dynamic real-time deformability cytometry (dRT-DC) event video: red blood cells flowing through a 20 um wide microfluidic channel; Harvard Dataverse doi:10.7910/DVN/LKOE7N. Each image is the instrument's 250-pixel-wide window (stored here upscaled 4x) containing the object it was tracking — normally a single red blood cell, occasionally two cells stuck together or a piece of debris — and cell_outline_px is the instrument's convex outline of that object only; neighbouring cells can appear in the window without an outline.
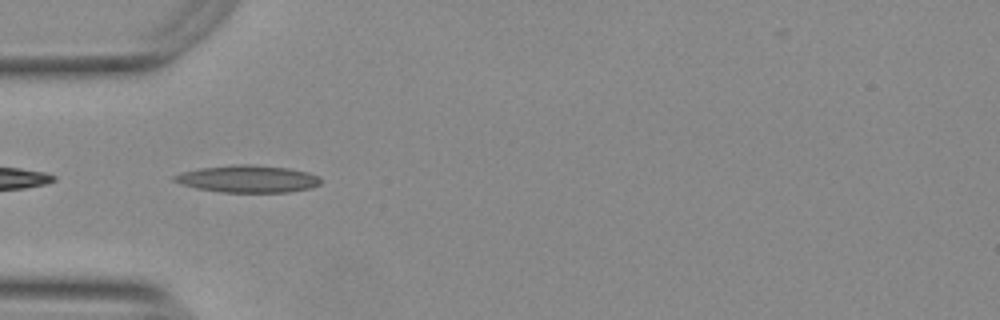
{"species": "Egyptian fruit bat (a non-hibernating species)", "species_latin": "Rousettus aegyptiacus", "temperature_condition": "warm", "stored_images_in_passage": 7, "camera_frame_rate_fps": 3000, "um_per_image_px": 0.085, "animal": {"sex": "female"}, "frame": {"image": 1, "passage_image": 1, "time_ms": 0.0, "image_size_px": [1000, 320], "cell_outline_px": [[320, 184], [312, 188], [288, 192], [220, 192], [196, 188], [172, 180], [172, 176], [184, 172], [200, 168], [236, 164], [252, 164], [288, 168], [308, 172], [320, 176]], "centroid_in_image_um": [21.1, 15.2], "position_along_channel_um": 63.9, "area_um2": 23.18}}
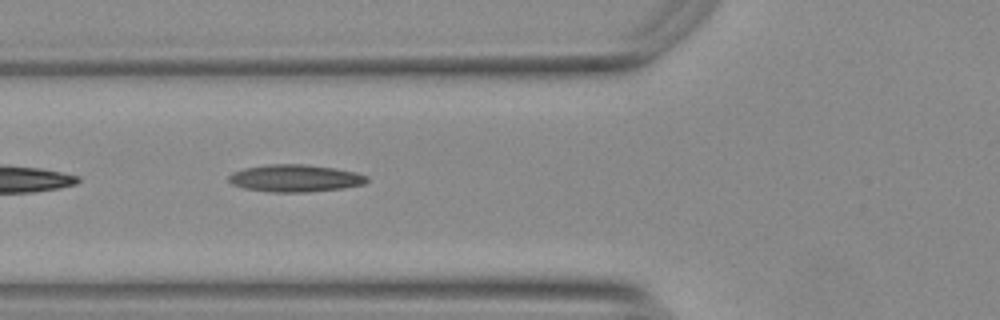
{"frame": {"image": 2, "passage_image": 4, "time_ms": 1.0, "image_size_px": [1000, 320], "cell_outline_px": [[368, 180], [364, 184], [340, 188], [304, 192], [272, 192], [244, 188], [232, 184], [228, 180], [228, 176], [232, 172], [244, 168], [268, 164], [304, 164], [336, 168], [356, 172], [368, 176]], "centroid_in_image_um": [25.07, 15.14], "position_along_channel_um": 100.7, "area_um2": 21.91}}